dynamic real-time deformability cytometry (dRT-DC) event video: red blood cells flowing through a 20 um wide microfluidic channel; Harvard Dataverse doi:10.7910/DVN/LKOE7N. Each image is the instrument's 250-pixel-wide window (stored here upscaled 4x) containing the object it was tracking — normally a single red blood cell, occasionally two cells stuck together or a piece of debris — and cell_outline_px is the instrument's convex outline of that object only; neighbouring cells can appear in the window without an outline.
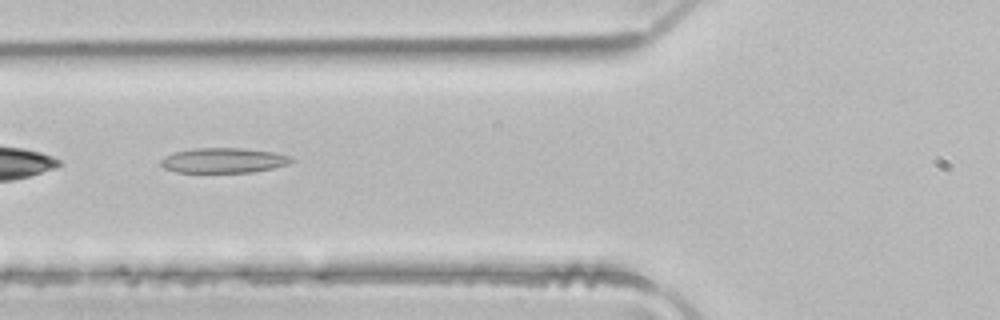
{"species": "common noctule bat (a hibernating species)", "species_latin": "Nyctalus noctula", "temperature_condition": "room temperature", "stored_images_in_passage": 5, "camera_frame_rate_fps": 3000, "um_per_image_px": 0.085, "animal": {"sex": "male", "body_mass_g": 21.5, "forearm_length_mm": 52.0}, "frame": {"image": 1, "passage_image": 5, "time_ms": 1.333, "image_size_px": [1000, 320], "cell_outline_px": [[296, 160], [288, 164], [272, 168], [252, 172], [176, 172], [164, 168], [160, 164], [160, 160], [164, 156], [176, 152], [196, 148], [240, 148], [272, 152], [292, 156]], "centroid_in_image_um": [19.01, 13.63], "position_along_channel_um": 106.8, "area_um2": 18.96}}